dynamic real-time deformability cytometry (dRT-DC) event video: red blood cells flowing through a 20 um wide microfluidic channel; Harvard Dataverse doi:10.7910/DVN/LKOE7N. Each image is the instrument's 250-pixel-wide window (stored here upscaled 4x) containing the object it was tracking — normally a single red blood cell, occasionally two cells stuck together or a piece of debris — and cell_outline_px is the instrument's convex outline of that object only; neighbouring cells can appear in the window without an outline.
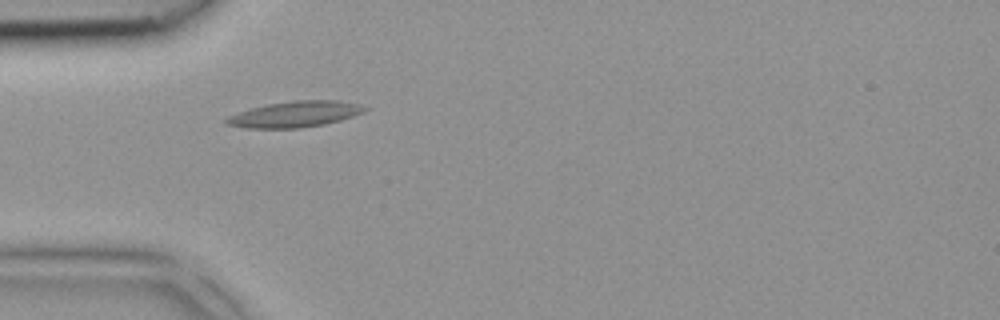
{"species": "common noctule bat (a hibernating species)", "species_latin": "Nyctalus noctula", "temperature_condition": "room temperature", "stored_images_in_passage": 4, "camera_frame_rate_fps": 3000, "um_per_image_px": 0.085, "animal": {"sex": "female", "body_mass_g": 18.4}, "frame": {"image": 1, "passage_image": 3, "time_ms": 0.667, "image_size_px": [1000, 320], "cell_outline_px": [[368, 108], [364, 112], [340, 120], [324, 124], [300, 128], [248, 128], [228, 124], [224, 120], [228, 116], [252, 108], [268, 104], [292, 100], [340, 100], [360, 104]], "centroid_in_image_um": [25.12, 9.7], "position_along_channel_um": 59.9, "area_um2": 20.75}}